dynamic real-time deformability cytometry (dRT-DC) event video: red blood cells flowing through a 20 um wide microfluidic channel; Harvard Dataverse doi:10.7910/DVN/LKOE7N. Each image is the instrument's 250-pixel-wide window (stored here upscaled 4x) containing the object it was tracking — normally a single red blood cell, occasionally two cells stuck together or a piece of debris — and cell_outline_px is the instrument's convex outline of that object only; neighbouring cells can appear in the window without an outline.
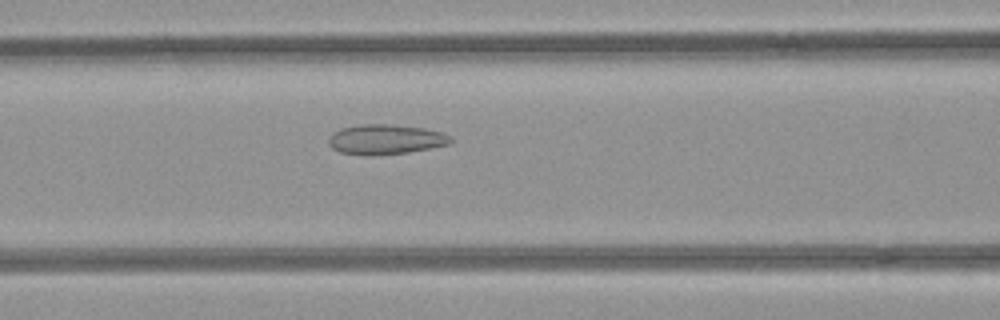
{"species": "common noctule bat (a hibernating species)", "species_latin": "Nyctalus noctula", "temperature_condition": "room temperature", "stored_images_in_passage": 39, "camera_frame_rate_fps": 3000, "um_per_image_px": 0.085, "animal": {"sex": "female", "body_mass_g": 21.9}, "frame": {"image": 1, "passage_image": 9, "time_ms": 2.667, "image_size_px": [1000, 320], "cell_outline_px": [[452, 140], [448, 144], [408, 152], [372, 156], [340, 152], [332, 148], [328, 144], [328, 140], [332, 132], [340, 128], [360, 124], [388, 124], [424, 128], [440, 132], [452, 136]], "centroid_in_image_um": [32.72, 11.84], "position_along_channel_um": 133.9, "area_um2": 21.27}}
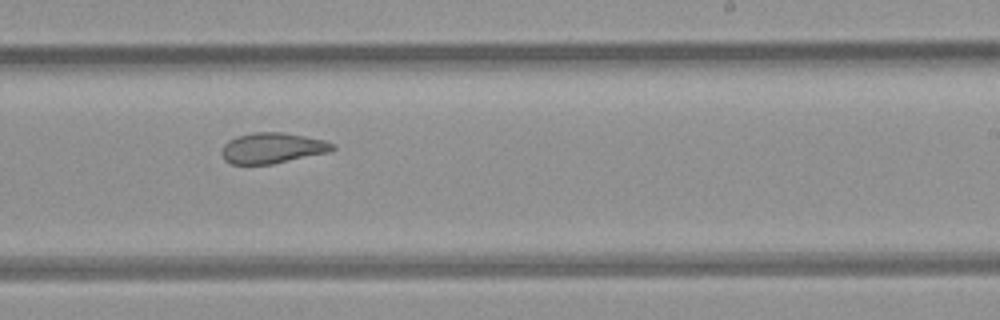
{"frame": {"image": 2, "passage_image": 19, "time_ms": 6.0, "image_size_px": [1000, 320], "cell_outline_px": [[336, 148], [328, 152], [272, 164], [232, 164], [224, 160], [220, 152], [224, 144], [228, 140], [236, 136], [252, 132], [280, 132], [304, 136], [324, 140], [336, 144]], "centroid_in_image_um": [23.12, 12.58], "position_along_channel_um": 265.9, "area_um2": 19.83}}
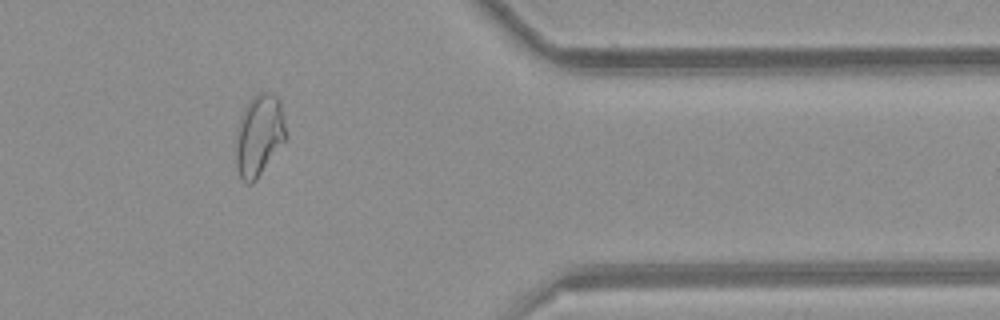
{"frame": {"image": 3, "passage_image": 30, "time_ms": 9.667, "image_size_px": [1000, 320], "cell_outline_px": [[288, 136], [256, 180], [252, 184], [248, 184], [240, 176], [236, 168], [236, 132], [240, 116], [244, 108], [252, 96], [260, 92], [272, 92], [280, 100]], "centroid_in_image_um": [22.03, 11.47], "position_along_channel_um": 389.4, "area_um2": 23.99}, "authors_computed_cell_mechanics": {"area_um2": 21.7906, "velocity_mm_per_s": 3.9652, "shape_relaxation_time_tau1_ms": null, "shape_relaxation_time_tau2_ms": 2.0554, "deformation_change_tau1": null, "deformation_change_tau2": 0.0829}}